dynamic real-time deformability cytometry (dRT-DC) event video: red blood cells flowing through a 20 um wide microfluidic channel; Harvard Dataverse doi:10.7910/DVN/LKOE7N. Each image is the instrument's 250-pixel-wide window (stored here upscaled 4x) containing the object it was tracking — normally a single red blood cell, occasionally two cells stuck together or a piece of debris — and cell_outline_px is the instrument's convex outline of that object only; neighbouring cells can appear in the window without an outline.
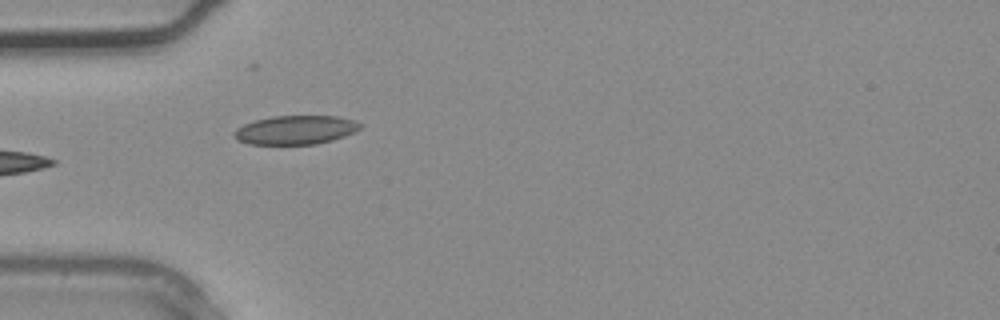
{"species": "common noctule bat (a hibernating species)", "species_latin": "Nyctalus noctula", "temperature_condition": "warm", "stored_images_in_passage": 3, "camera_frame_rate_fps": 3000, "um_per_image_px": 0.085, "animal": {"sex": "male", "body_mass_g": 20.4}, "frame": {"image": 1, "passage_image": 3, "time_ms": 0.667, "image_size_px": [1000, 320], "cell_outline_px": [[364, 124], [360, 128], [344, 136], [332, 140], [316, 144], [248, 144], [236, 140], [232, 132], [236, 128], [244, 124], [256, 120], [272, 116], [336, 116], [356, 120]], "centroid_in_image_um": [25.11, 11.04], "position_along_channel_um": 59.9, "area_um2": 21.27}}